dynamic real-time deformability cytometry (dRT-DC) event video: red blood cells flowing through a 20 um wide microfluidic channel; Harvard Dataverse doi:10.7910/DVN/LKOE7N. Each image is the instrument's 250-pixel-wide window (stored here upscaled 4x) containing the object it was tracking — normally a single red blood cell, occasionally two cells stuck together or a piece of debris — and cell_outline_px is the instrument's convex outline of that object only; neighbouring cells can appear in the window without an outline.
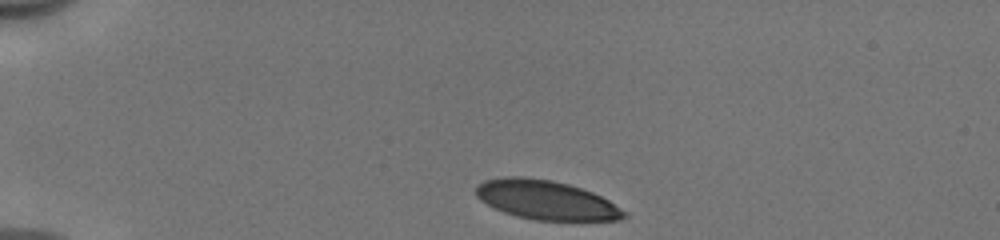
{"species": "human", "species_latin": "Homo sapiens", "temperature_condition": "cold", "stored_images_in_passage": 22, "camera_frame_rate_fps": 3000, "um_per_image_px": 0.085, "donor": {"sex": "male"}, "frame": {"image": 1, "passage_image": 1, "time_ms": 0.0, "image_size_px": [1000, 240], "cell_outline_px": [[628, 216], [620, 220], [536, 220], [504, 212], [480, 200], [476, 196], [476, 184], [484, 180], [508, 176], [520, 176], [552, 180], [568, 184], [592, 192], [608, 200], [628, 212]], "centroid_in_image_um": [46.43, 16.99], "position_along_channel_um": 38.6, "area_um2": 33.64}}
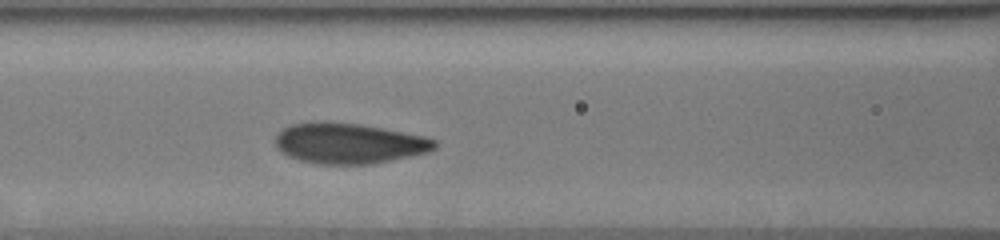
{"frame": {"image": 2, "passage_image": 13, "time_ms": 4.0, "image_size_px": [1000, 240], "cell_outline_px": [[436, 148], [428, 152], [392, 160], [372, 164], [316, 164], [300, 160], [288, 156], [280, 152], [276, 148], [276, 136], [284, 128], [292, 124], [312, 120], [324, 120], [360, 124], [424, 136], [436, 140]], "centroid_in_image_um": [29.62, 12.17], "position_along_channel_um": 137.0, "area_um2": 37.92}}
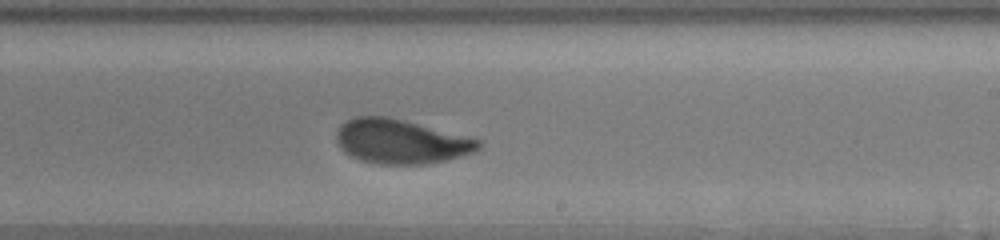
{"frame": {"image": 3, "passage_image": 22, "time_ms": 7.0, "image_size_px": [1000, 240], "cell_outline_px": [[480, 148], [472, 152], [460, 156], [444, 160], [424, 164], [376, 164], [360, 160], [344, 152], [340, 148], [336, 140], [336, 132], [340, 124], [344, 120], [352, 116], [388, 116], [404, 120], [480, 140]], "centroid_in_image_um": [33.98, 12.02], "position_along_channel_um": 255.0, "area_um2": 36.59}}